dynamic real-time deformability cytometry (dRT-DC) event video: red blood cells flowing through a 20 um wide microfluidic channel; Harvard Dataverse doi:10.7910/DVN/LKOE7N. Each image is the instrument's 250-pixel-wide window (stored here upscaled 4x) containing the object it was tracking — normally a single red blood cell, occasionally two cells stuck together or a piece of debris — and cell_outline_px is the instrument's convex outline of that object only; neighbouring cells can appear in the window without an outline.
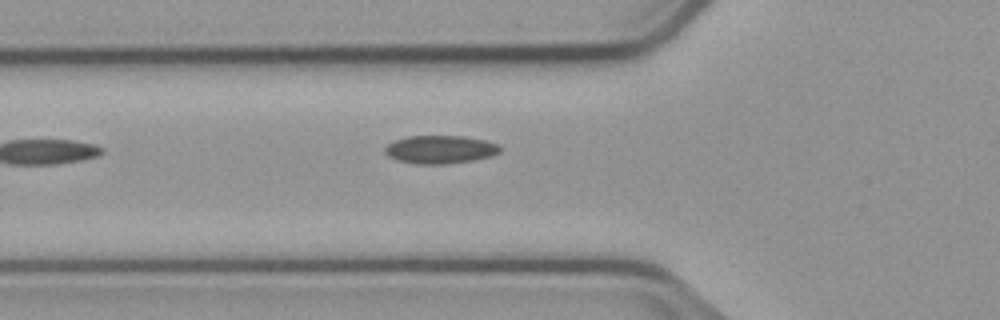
{"species": "common noctule bat (a hibernating species)", "species_latin": "Nyctalus noctula", "temperature_condition": "cold", "stored_images_in_passage": 3, "camera_frame_rate_fps": 3000, "um_per_image_px": 0.085, "animal": {"sex": "male", "body_mass_g": 23.1, "forearm_length_mm": 52.7}, "frame": {"image": 1, "passage_image": 3, "time_ms": 3.333, "image_size_px": [1000, 320], "cell_outline_px": [[500, 152], [492, 156], [472, 160], [444, 164], [420, 164], [400, 160], [388, 156], [384, 152], [384, 148], [392, 140], [408, 136], [464, 136], [484, 140], [496, 144], [500, 148]], "centroid_in_image_um": [37.39, 12.69], "position_along_channel_um": 88.4, "area_um2": 18.73}}